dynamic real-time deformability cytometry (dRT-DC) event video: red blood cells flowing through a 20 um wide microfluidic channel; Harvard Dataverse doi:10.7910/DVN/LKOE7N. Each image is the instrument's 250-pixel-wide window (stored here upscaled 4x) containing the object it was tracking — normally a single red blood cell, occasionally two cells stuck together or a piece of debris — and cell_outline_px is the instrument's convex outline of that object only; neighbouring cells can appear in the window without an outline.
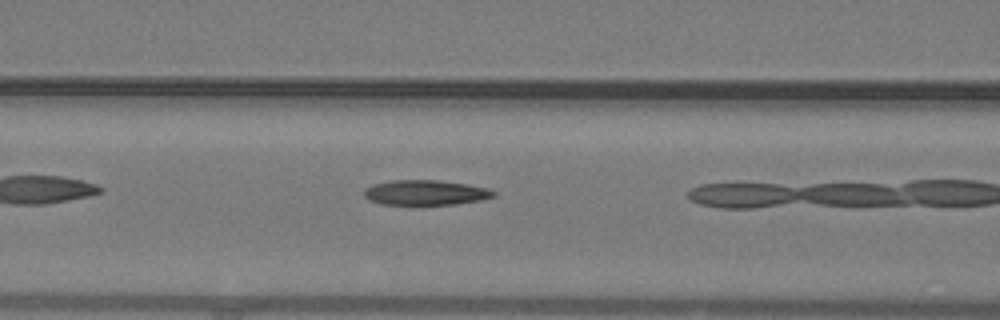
{"species": "common noctule bat (a hibernating species)", "species_latin": "Nyctalus noctula", "temperature_condition": "warm", "stored_images_in_passage": 12, "camera_frame_rate_fps": 3000, "um_per_image_px": 0.085, "animal": {"sex": "male", "body_mass_g": 19.2, "forearm_length_mm": 51.8}, "frame": {"image": 1, "passage_image": 3, "time_ms": 0.667, "image_size_px": [1000, 320], "cell_outline_px": [[496, 196], [484, 200], [456, 204], [380, 204], [368, 200], [364, 196], [364, 188], [372, 184], [392, 180], [436, 180], [468, 184], [488, 188], [496, 192]], "centroid_in_image_um": [36.18, 16.37], "position_along_channel_um": 130.4, "area_um2": 19.07}}